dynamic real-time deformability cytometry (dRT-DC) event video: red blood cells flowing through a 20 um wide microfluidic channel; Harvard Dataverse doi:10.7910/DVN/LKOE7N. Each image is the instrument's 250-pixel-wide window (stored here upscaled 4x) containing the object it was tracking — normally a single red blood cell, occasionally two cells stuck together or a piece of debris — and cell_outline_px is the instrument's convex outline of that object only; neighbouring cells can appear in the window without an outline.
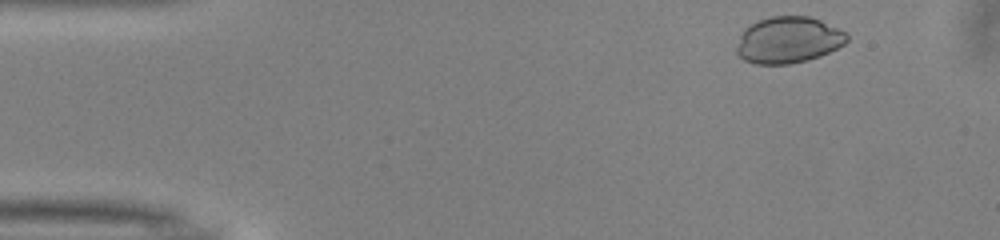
{"species": "common noctule bat (a hibernating species)", "species_latin": "Nyctalus noctula", "temperature_condition": "warm", "stored_images_in_passage": 36, "camera_frame_rate_fps": 3000, "um_per_image_px": 0.085, "animal": {"sex": "male", "body_mass_g": 13.0, "forearm_length_mm": 53.1}, "frame": {"image": 1, "passage_image": 2, "time_ms": 0.333, "image_size_px": [1000, 240], "cell_outline_px": [[848, 40], [844, 44], [820, 56], [808, 60], [788, 64], [756, 64], [744, 60], [736, 52], [736, 48], [740, 36], [744, 28], [760, 20], [772, 16], [808, 16], [820, 20], [848, 32]], "centroid_in_image_um": [67.02, 3.4], "position_along_channel_um": 18.0, "area_um2": 29.82}}
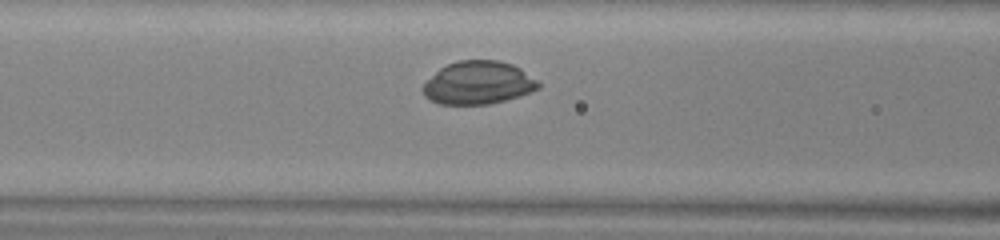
{"frame": {"image": 2, "passage_image": 17, "time_ms": 5.333, "image_size_px": [1000, 240], "cell_outline_px": [[540, 88], [532, 92], [520, 96], [488, 104], [440, 104], [424, 96], [424, 84], [440, 68], [456, 60], [500, 60], [512, 64], [520, 68], [536, 80], [540, 84]], "centroid_in_image_um": [40.67, 7.03], "position_along_channel_um": 125.9, "area_um2": 28.73}}
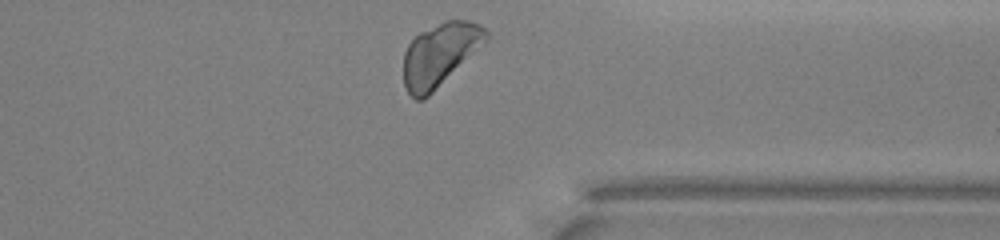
{"frame": {"image": 3, "passage_image": 36, "time_ms": 11.667, "image_size_px": [1000, 240], "cell_outline_px": [[488, 40], [484, 44], [424, 100], [416, 100], [408, 92], [404, 84], [404, 52], [408, 44], [420, 32], [444, 20], [468, 20], [480, 24], [488, 32]], "centroid_in_image_um": [37.39, 4.63], "position_along_channel_um": 374.0, "area_um2": 30.11}, "authors_computed_cell_mechanics": {"area_um2": 29.3335, "velocity_mm_per_s": 4.0078, "shape_relaxation_time_tau1_ms": 0.5876, "shape_relaxation_time_tau2_ms": null, "deformation_change_tau1": 0.0133, "deformation_change_tau2": null}}